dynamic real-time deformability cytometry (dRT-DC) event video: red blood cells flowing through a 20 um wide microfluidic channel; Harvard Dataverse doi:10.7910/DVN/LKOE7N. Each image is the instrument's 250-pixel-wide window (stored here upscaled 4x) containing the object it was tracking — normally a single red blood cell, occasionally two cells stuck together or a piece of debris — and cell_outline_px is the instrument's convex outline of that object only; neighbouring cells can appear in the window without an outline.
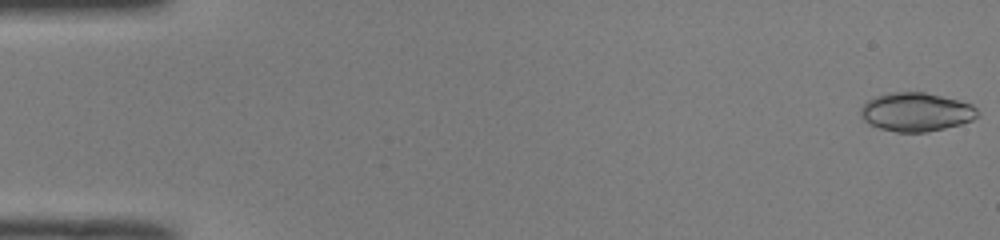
{"species": "common noctule bat (a hibernating species)", "species_latin": "Nyctalus noctula", "temperature_condition": "room temperature", "stored_images_in_passage": 50, "camera_frame_rate_fps": 3000, "um_per_image_px": 0.085, "animal": {"sex": "male", "body_mass_g": 19.0, "forearm_length_mm": 50.8}, "frame": {"image": 1, "passage_image": 1, "time_ms": 0.0, "image_size_px": [1000, 240], "cell_outline_px": [[980, 112], [972, 120], [960, 124], [944, 128], [924, 132], [896, 132], [880, 128], [864, 120], [860, 116], [860, 108], [868, 100], [876, 96], [888, 92], [924, 92], [972, 104]], "centroid_in_image_um": [77.85, 9.51], "position_along_channel_um": 7.1, "area_um2": 26.13}}
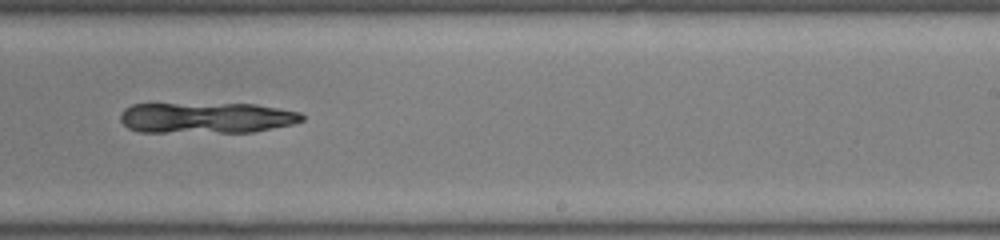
{"frame": {"image": 2, "passage_image": 32, "time_ms": 10.333, "image_size_px": [1000, 240], "cell_outline_px": [[304, 120], [292, 124], [252, 132], [140, 132], [128, 128], [120, 120], [120, 112], [124, 108], [132, 104], [256, 104], [300, 112], [304, 116]], "centroid_in_image_um": [17.52, 10.01], "position_along_channel_um": 271.5, "area_um2": 32.71}}
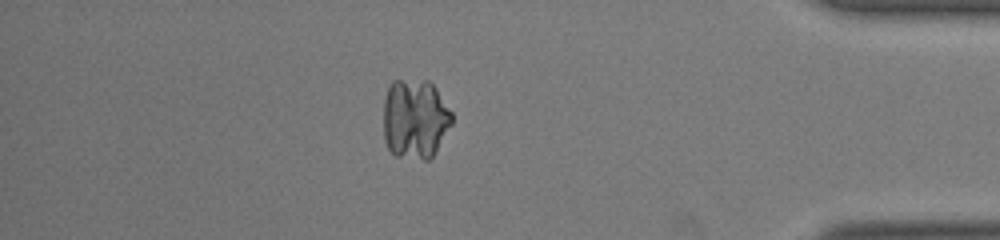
{"frame": {"image": 3, "passage_image": 44, "time_ms": 14.333, "image_size_px": [1000, 240], "cell_outline_px": [[452, 124], [432, 156], [428, 160], [424, 160], [396, 156], [388, 148], [384, 140], [384, 100], [388, 88], [392, 80], [428, 80], [436, 88], [452, 112]], "centroid_in_image_um": [35.27, 10.1], "position_along_channel_um": 399.9, "area_um2": 31.96}}